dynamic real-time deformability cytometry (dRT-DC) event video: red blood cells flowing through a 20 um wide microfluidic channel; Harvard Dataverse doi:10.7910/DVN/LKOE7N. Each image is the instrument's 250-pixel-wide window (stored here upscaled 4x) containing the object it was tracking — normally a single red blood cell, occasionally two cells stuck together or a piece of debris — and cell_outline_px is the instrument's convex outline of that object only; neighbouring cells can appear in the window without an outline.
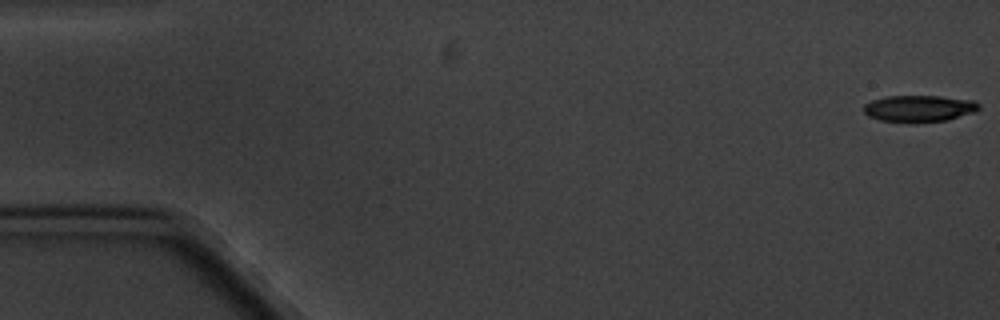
{"species": "common noctule bat (a hibernating species)", "species_latin": "Nyctalus noctula", "temperature_condition": "cold", "stored_images_in_passage": 4, "camera_frame_rate_fps": 3000, "um_per_image_px": 0.085, "animal": {"sex": "male", "body_mass_g": 20.1, "forearm_length_mm": 53.5}, "frame": {"image": 1, "passage_image": 1, "time_ms": 0.0, "image_size_px": [1000, 320], "cell_outline_px": [[980, 108], [976, 112], [948, 120], [916, 124], [880, 120], [868, 116], [864, 112], [864, 104], [872, 100], [888, 96], [940, 96], [976, 100], [980, 104]], "centroid_in_image_um": [78.17, 9.24], "position_along_channel_um": 6.8, "area_um2": 18.38}}